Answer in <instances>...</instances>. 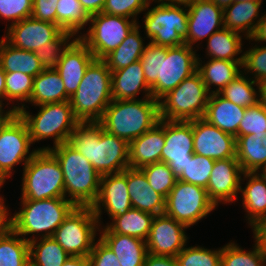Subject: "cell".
Returning <instances> with one entry per match:
<instances>
[{"label":"cell","instance_id":"6125c7cd","mask_svg":"<svg viewBox=\"0 0 266 266\" xmlns=\"http://www.w3.org/2000/svg\"><path fill=\"white\" fill-rule=\"evenodd\" d=\"M254 236L257 237L266 246V218L253 231Z\"/></svg>","mask_w":266,"mask_h":266},{"label":"cell","instance_id":"1f68e13d","mask_svg":"<svg viewBox=\"0 0 266 266\" xmlns=\"http://www.w3.org/2000/svg\"><path fill=\"white\" fill-rule=\"evenodd\" d=\"M154 215L136 208H130L124 215L114 216L110 225L99 229L100 233H118L147 240ZM103 229V231H101Z\"/></svg>","mask_w":266,"mask_h":266},{"label":"cell","instance_id":"e0dca14e","mask_svg":"<svg viewBox=\"0 0 266 266\" xmlns=\"http://www.w3.org/2000/svg\"><path fill=\"white\" fill-rule=\"evenodd\" d=\"M192 133L195 154L214 160L236 157V138L205 119L192 120Z\"/></svg>","mask_w":266,"mask_h":266},{"label":"cell","instance_id":"f1b7e54d","mask_svg":"<svg viewBox=\"0 0 266 266\" xmlns=\"http://www.w3.org/2000/svg\"><path fill=\"white\" fill-rule=\"evenodd\" d=\"M262 2V0H245L243 2H233L225 7L223 9L224 28L238 33L245 32L244 36L248 39L261 19V17H258Z\"/></svg>","mask_w":266,"mask_h":266},{"label":"cell","instance_id":"d590c367","mask_svg":"<svg viewBox=\"0 0 266 266\" xmlns=\"http://www.w3.org/2000/svg\"><path fill=\"white\" fill-rule=\"evenodd\" d=\"M240 33L223 28L213 33L207 40L206 52L211 59L243 61L242 40Z\"/></svg>","mask_w":266,"mask_h":266},{"label":"cell","instance_id":"ba28073f","mask_svg":"<svg viewBox=\"0 0 266 266\" xmlns=\"http://www.w3.org/2000/svg\"><path fill=\"white\" fill-rule=\"evenodd\" d=\"M209 96L200 73L196 71L159 101L160 119L190 121L203 118Z\"/></svg>","mask_w":266,"mask_h":266},{"label":"cell","instance_id":"7dc6e473","mask_svg":"<svg viewBox=\"0 0 266 266\" xmlns=\"http://www.w3.org/2000/svg\"><path fill=\"white\" fill-rule=\"evenodd\" d=\"M260 133H266V106L259 101L255 105L245 108L237 136Z\"/></svg>","mask_w":266,"mask_h":266},{"label":"cell","instance_id":"9f6ffc18","mask_svg":"<svg viewBox=\"0 0 266 266\" xmlns=\"http://www.w3.org/2000/svg\"><path fill=\"white\" fill-rule=\"evenodd\" d=\"M7 209L3 197L0 198V237L11 229V218L8 217L9 213Z\"/></svg>","mask_w":266,"mask_h":266},{"label":"cell","instance_id":"f907efd6","mask_svg":"<svg viewBox=\"0 0 266 266\" xmlns=\"http://www.w3.org/2000/svg\"><path fill=\"white\" fill-rule=\"evenodd\" d=\"M242 68L245 69V74H253L255 82H260L266 78V46H254L244 52Z\"/></svg>","mask_w":266,"mask_h":266},{"label":"cell","instance_id":"7a4b0ae2","mask_svg":"<svg viewBox=\"0 0 266 266\" xmlns=\"http://www.w3.org/2000/svg\"><path fill=\"white\" fill-rule=\"evenodd\" d=\"M160 120L159 101L154 98L112 100L98 122L111 135L130 143Z\"/></svg>","mask_w":266,"mask_h":266},{"label":"cell","instance_id":"d6986e66","mask_svg":"<svg viewBox=\"0 0 266 266\" xmlns=\"http://www.w3.org/2000/svg\"><path fill=\"white\" fill-rule=\"evenodd\" d=\"M62 31L57 24L31 16L10 25L4 39L15 48L35 52L54 40Z\"/></svg>","mask_w":266,"mask_h":266},{"label":"cell","instance_id":"d6a6232c","mask_svg":"<svg viewBox=\"0 0 266 266\" xmlns=\"http://www.w3.org/2000/svg\"><path fill=\"white\" fill-rule=\"evenodd\" d=\"M70 101L62 78L56 70H43L33 79L30 103L36 106L46 103Z\"/></svg>","mask_w":266,"mask_h":266},{"label":"cell","instance_id":"277c9868","mask_svg":"<svg viewBox=\"0 0 266 266\" xmlns=\"http://www.w3.org/2000/svg\"><path fill=\"white\" fill-rule=\"evenodd\" d=\"M111 101V70L102 59H95L70 98L74 117L80 123L99 122Z\"/></svg>","mask_w":266,"mask_h":266},{"label":"cell","instance_id":"e575fe53","mask_svg":"<svg viewBox=\"0 0 266 266\" xmlns=\"http://www.w3.org/2000/svg\"><path fill=\"white\" fill-rule=\"evenodd\" d=\"M139 30V25L135 26L123 42L102 59L111 71L120 70L140 60L146 46Z\"/></svg>","mask_w":266,"mask_h":266},{"label":"cell","instance_id":"2e32d148","mask_svg":"<svg viewBox=\"0 0 266 266\" xmlns=\"http://www.w3.org/2000/svg\"><path fill=\"white\" fill-rule=\"evenodd\" d=\"M187 228L166 214L154 216L146 240L148 253L156 256L176 257L186 246L188 238L185 229Z\"/></svg>","mask_w":266,"mask_h":266},{"label":"cell","instance_id":"f6af8a7d","mask_svg":"<svg viewBox=\"0 0 266 266\" xmlns=\"http://www.w3.org/2000/svg\"><path fill=\"white\" fill-rule=\"evenodd\" d=\"M179 266H221V249L184 247L176 256Z\"/></svg>","mask_w":266,"mask_h":266},{"label":"cell","instance_id":"4316f807","mask_svg":"<svg viewBox=\"0 0 266 266\" xmlns=\"http://www.w3.org/2000/svg\"><path fill=\"white\" fill-rule=\"evenodd\" d=\"M244 180L249 179L242 192V204L246 210L249 225L254 231L266 218V178L258 173H244Z\"/></svg>","mask_w":266,"mask_h":266},{"label":"cell","instance_id":"2644e50d","mask_svg":"<svg viewBox=\"0 0 266 266\" xmlns=\"http://www.w3.org/2000/svg\"><path fill=\"white\" fill-rule=\"evenodd\" d=\"M152 1H157V2H165V0H148L149 3H151Z\"/></svg>","mask_w":266,"mask_h":266},{"label":"cell","instance_id":"8992f818","mask_svg":"<svg viewBox=\"0 0 266 266\" xmlns=\"http://www.w3.org/2000/svg\"><path fill=\"white\" fill-rule=\"evenodd\" d=\"M24 106L22 104L13 108L26 122L32 143L52 137L53 147L66 143L80 123L74 117L70 101L39 105L40 110L36 116L31 115Z\"/></svg>","mask_w":266,"mask_h":266},{"label":"cell","instance_id":"e7e4bbea","mask_svg":"<svg viewBox=\"0 0 266 266\" xmlns=\"http://www.w3.org/2000/svg\"><path fill=\"white\" fill-rule=\"evenodd\" d=\"M5 76H6V73L0 67V102L1 103H3V101L5 100V83H6Z\"/></svg>","mask_w":266,"mask_h":266},{"label":"cell","instance_id":"8d00e7d4","mask_svg":"<svg viewBox=\"0 0 266 266\" xmlns=\"http://www.w3.org/2000/svg\"><path fill=\"white\" fill-rule=\"evenodd\" d=\"M37 239H40V241ZM26 240L29 242L31 266H62L70 256L52 237H27Z\"/></svg>","mask_w":266,"mask_h":266},{"label":"cell","instance_id":"4fadbf2b","mask_svg":"<svg viewBox=\"0 0 266 266\" xmlns=\"http://www.w3.org/2000/svg\"><path fill=\"white\" fill-rule=\"evenodd\" d=\"M193 47L183 44L161 50L160 77L151 87L152 98L157 101L175 89L185 78L197 71V54Z\"/></svg>","mask_w":266,"mask_h":266},{"label":"cell","instance_id":"8fae6325","mask_svg":"<svg viewBox=\"0 0 266 266\" xmlns=\"http://www.w3.org/2000/svg\"><path fill=\"white\" fill-rule=\"evenodd\" d=\"M215 208L205 188L177 179L166 197L164 214L189 228Z\"/></svg>","mask_w":266,"mask_h":266},{"label":"cell","instance_id":"7c38bea8","mask_svg":"<svg viewBox=\"0 0 266 266\" xmlns=\"http://www.w3.org/2000/svg\"><path fill=\"white\" fill-rule=\"evenodd\" d=\"M91 26L79 39L89 48L95 59H103L115 50L138 25L134 19L109 15L104 12L90 16Z\"/></svg>","mask_w":266,"mask_h":266},{"label":"cell","instance_id":"b9f144b4","mask_svg":"<svg viewBox=\"0 0 266 266\" xmlns=\"http://www.w3.org/2000/svg\"><path fill=\"white\" fill-rule=\"evenodd\" d=\"M75 35V33L63 30L54 40L46 43L40 49L35 51L43 70L57 69V66L62 60L64 53L79 38L77 37L72 41H69Z\"/></svg>","mask_w":266,"mask_h":266},{"label":"cell","instance_id":"be15d7a7","mask_svg":"<svg viewBox=\"0 0 266 266\" xmlns=\"http://www.w3.org/2000/svg\"><path fill=\"white\" fill-rule=\"evenodd\" d=\"M259 84V101L266 106V78L258 82Z\"/></svg>","mask_w":266,"mask_h":266},{"label":"cell","instance_id":"30bf717a","mask_svg":"<svg viewBox=\"0 0 266 266\" xmlns=\"http://www.w3.org/2000/svg\"><path fill=\"white\" fill-rule=\"evenodd\" d=\"M99 227L91 206H76L55 230L52 238L70 256H88L93 248Z\"/></svg>","mask_w":266,"mask_h":266},{"label":"cell","instance_id":"9c48e42d","mask_svg":"<svg viewBox=\"0 0 266 266\" xmlns=\"http://www.w3.org/2000/svg\"><path fill=\"white\" fill-rule=\"evenodd\" d=\"M144 28L147 38L156 45H183L188 32V7L158 2L145 13Z\"/></svg>","mask_w":266,"mask_h":266},{"label":"cell","instance_id":"bcb514c9","mask_svg":"<svg viewBox=\"0 0 266 266\" xmlns=\"http://www.w3.org/2000/svg\"><path fill=\"white\" fill-rule=\"evenodd\" d=\"M34 77L21 72H8L5 76V100L30 101Z\"/></svg>","mask_w":266,"mask_h":266},{"label":"cell","instance_id":"3957f363","mask_svg":"<svg viewBox=\"0 0 266 266\" xmlns=\"http://www.w3.org/2000/svg\"><path fill=\"white\" fill-rule=\"evenodd\" d=\"M57 159L63 172L65 198L76 206H92L99 193L101 176L92 164L67 142L56 147H43Z\"/></svg>","mask_w":266,"mask_h":266},{"label":"cell","instance_id":"83f0119b","mask_svg":"<svg viewBox=\"0 0 266 266\" xmlns=\"http://www.w3.org/2000/svg\"><path fill=\"white\" fill-rule=\"evenodd\" d=\"M100 239L114 252L120 266H144L146 241L118 233H102Z\"/></svg>","mask_w":266,"mask_h":266},{"label":"cell","instance_id":"5b68a950","mask_svg":"<svg viewBox=\"0 0 266 266\" xmlns=\"http://www.w3.org/2000/svg\"><path fill=\"white\" fill-rule=\"evenodd\" d=\"M21 210L11 216V229L21 237L44 232L41 238L52 237L55 230L76 207L68 198L21 200Z\"/></svg>","mask_w":266,"mask_h":266},{"label":"cell","instance_id":"816d5d0a","mask_svg":"<svg viewBox=\"0 0 266 266\" xmlns=\"http://www.w3.org/2000/svg\"><path fill=\"white\" fill-rule=\"evenodd\" d=\"M33 0H0V18L11 25L32 16Z\"/></svg>","mask_w":266,"mask_h":266},{"label":"cell","instance_id":"603a6c76","mask_svg":"<svg viewBox=\"0 0 266 266\" xmlns=\"http://www.w3.org/2000/svg\"><path fill=\"white\" fill-rule=\"evenodd\" d=\"M127 187L133 208L154 216L164 214L166 198L149 185L140 168H127Z\"/></svg>","mask_w":266,"mask_h":266},{"label":"cell","instance_id":"f5cc1de1","mask_svg":"<svg viewBox=\"0 0 266 266\" xmlns=\"http://www.w3.org/2000/svg\"><path fill=\"white\" fill-rule=\"evenodd\" d=\"M88 258L90 266H120L114 252L101 239L94 242Z\"/></svg>","mask_w":266,"mask_h":266},{"label":"cell","instance_id":"681fc988","mask_svg":"<svg viewBox=\"0 0 266 266\" xmlns=\"http://www.w3.org/2000/svg\"><path fill=\"white\" fill-rule=\"evenodd\" d=\"M150 4L148 0H106L102 12L122 16L126 18H137V15L148 10Z\"/></svg>","mask_w":266,"mask_h":266},{"label":"cell","instance_id":"89a4df30","mask_svg":"<svg viewBox=\"0 0 266 266\" xmlns=\"http://www.w3.org/2000/svg\"><path fill=\"white\" fill-rule=\"evenodd\" d=\"M5 183V181L0 177V189L2 188L1 186ZM2 198V197H0Z\"/></svg>","mask_w":266,"mask_h":266},{"label":"cell","instance_id":"f546056e","mask_svg":"<svg viewBox=\"0 0 266 266\" xmlns=\"http://www.w3.org/2000/svg\"><path fill=\"white\" fill-rule=\"evenodd\" d=\"M197 58V71L200 73L203 82L210 94L220 93L231 81H233L242 71L243 61H230L220 59H209L202 66V60ZM211 86H216V90H210Z\"/></svg>","mask_w":266,"mask_h":266},{"label":"cell","instance_id":"836d02e7","mask_svg":"<svg viewBox=\"0 0 266 266\" xmlns=\"http://www.w3.org/2000/svg\"><path fill=\"white\" fill-rule=\"evenodd\" d=\"M0 67L5 73L21 72L34 78L43 71L35 52L15 48L4 38L0 40Z\"/></svg>","mask_w":266,"mask_h":266},{"label":"cell","instance_id":"9a60e30c","mask_svg":"<svg viewBox=\"0 0 266 266\" xmlns=\"http://www.w3.org/2000/svg\"><path fill=\"white\" fill-rule=\"evenodd\" d=\"M164 138L165 146L161 152V162L167 163L178 179L188 159L194 154L192 120H164Z\"/></svg>","mask_w":266,"mask_h":266},{"label":"cell","instance_id":"ab89813d","mask_svg":"<svg viewBox=\"0 0 266 266\" xmlns=\"http://www.w3.org/2000/svg\"><path fill=\"white\" fill-rule=\"evenodd\" d=\"M90 16L86 13L79 0H59L56 9V24L64 31L75 34L89 23Z\"/></svg>","mask_w":266,"mask_h":266},{"label":"cell","instance_id":"6f0895ef","mask_svg":"<svg viewBox=\"0 0 266 266\" xmlns=\"http://www.w3.org/2000/svg\"><path fill=\"white\" fill-rule=\"evenodd\" d=\"M89 16L102 12L106 0H79Z\"/></svg>","mask_w":266,"mask_h":266},{"label":"cell","instance_id":"ee69618b","mask_svg":"<svg viewBox=\"0 0 266 266\" xmlns=\"http://www.w3.org/2000/svg\"><path fill=\"white\" fill-rule=\"evenodd\" d=\"M140 169L145 174L149 185L166 198L177 180L168 164L160 161Z\"/></svg>","mask_w":266,"mask_h":266},{"label":"cell","instance_id":"52a82bcc","mask_svg":"<svg viewBox=\"0 0 266 266\" xmlns=\"http://www.w3.org/2000/svg\"><path fill=\"white\" fill-rule=\"evenodd\" d=\"M21 190V200L65 198L63 172L49 150H37L23 166Z\"/></svg>","mask_w":266,"mask_h":266},{"label":"cell","instance_id":"11a10c76","mask_svg":"<svg viewBox=\"0 0 266 266\" xmlns=\"http://www.w3.org/2000/svg\"><path fill=\"white\" fill-rule=\"evenodd\" d=\"M144 266H179L176 257L147 254Z\"/></svg>","mask_w":266,"mask_h":266},{"label":"cell","instance_id":"f35d334b","mask_svg":"<svg viewBox=\"0 0 266 266\" xmlns=\"http://www.w3.org/2000/svg\"><path fill=\"white\" fill-rule=\"evenodd\" d=\"M10 229L0 237V266H28L29 242Z\"/></svg>","mask_w":266,"mask_h":266},{"label":"cell","instance_id":"4dcf8cb0","mask_svg":"<svg viewBox=\"0 0 266 266\" xmlns=\"http://www.w3.org/2000/svg\"><path fill=\"white\" fill-rule=\"evenodd\" d=\"M236 158L244 173H258L266 165V133L236 137Z\"/></svg>","mask_w":266,"mask_h":266},{"label":"cell","instance_id":"44dd1931","mask_svg":"<svg viewBox=\"0 0 266 266\" xmlns=\"http://www.w3.org/2000/svg\"><path fill=\"white\" fill-rule=\"evenodd\" d=\"M188 32L185 44L193 47L195 42L209 38L224 28L223 8L212 0H197L188 6Z\"/></svg>","mask_w":266,"mask_h":266},{"label":"cell","instance_id":"ac0fdd59","mask_svg":"<svg viewBox=\"0 0 266 266\" xmlns=\"http://www.w3.org/2000/svg\"><path fill=\"white\" fill-rule=\"evenodd\" d=\"M101 206L107 211L110 219L124 215L132 208L127 187V168L122 172L103 175L100 178L98 197L91 206L99 226L101 225L99 219L102 213Z\"/></svg>","mask_w":266,"mask_h":266},{"label":"cell","instance_id":"5bb4252c","mask_svg":"<svg viewBox=\"0 0 266 266\" xmlns=\"http://www.w3.org/2000/svg\"><path fill=\"white\" fill-rule=\"evenodd\" d=\"M31 144L28 126L19 114L0 130V177L4 181L12 176L15 165L24 162L25 166L34 156L38 149L29 153Z\"/></svg>","mask_w":266,"mask_h":266},{"label":"cell","instance_id":"680465c9","mask_svg":"<svg viewBox=\"0 0 266 266\" xmlns=\"http://www.w3.org/2000/svg\"><path fill=\"white\" fill-rule=\"evenodd\" d=\"M248 39L260 43L266 42V14L261 16L253 34Z\"/></svg>","mask_w":266,"mask_h":266},{"label":"cell","instance_id":"7bdbcfd3","mask_svg":"<svg viewBox=\"0 0 266 266\" xmlns=\"http://www.w3.org/2000/svg\"><path fill=\"white\" fill-rule=\"evenodd\" d=\"M214 163V159L194 153L178 180L206 189Z\"/></svg>","mask_w":266,"mask_h":266},{"label":"cell","instance_id":"91938a15","mask_svg":"<svg viewBox=\"0 0 266 266\" xmlns=\"http://www.w3.org/2000/svg\"><path fill=\"white\" fill-rule=\"evenodd\" d=\"M62 266H90L88 256H69Z\"/></svg>","mask_w":266,"mask_h":266},{"label":"cell","instance_id":"484cf974","mask_svg":"<svg viewBox=\"0 0 266 266\" xmlns=\"http://www.w3.org/2000/svg\"><path fill=\"white\" fill-rule=\"evenodd\" d=\"M244 113L245 107L226 100L219 93H213L209 96L203 119L236 138Z\"/></svg>","mask_w":266,"mask_h":266},{"label":"cell","instance_id":"ffe728a7","mask_svg":"<svg viewBox=\"0 0 266 266\" xmlns=\"http://www.w3.org/2000/svg\"><path fill=\"white\" fill-rule=\"evenodd\" d=\"M241 174L244 171L236 157L215 160L206 190L216 206L235 202L243 180Z\"/></svg>","mask_w":266,"mask_h":266},{"label":"cell","instance_id":"db71d44e","mask_svg":"<svg viewBox=\"0 0 266 266\" xmlns=\"http://www.w3.org/2000/svg\"><path fill=\"white\" fill-rule=\"evenodd\" d=\"M59 0H33L32 17L56 24V9Z\"/></svg>","mask_w":266,"mask_h":266},{"label":"cell","instance_id":"03108f58","mask_svg":"<svg viewBox=\"0 0 266 266\" xmlns=\"http://www.w3.org/2000/svg\"><path fill=\"white\" fill-rule=\"evenodd\" d=\"M217 6L225 8L232 4L233 2H243L245 0H212Z\"/></svg>","mask_w":266,"mask_h":266},{"label":"cell","instance_id":"7402d4cb","mask_svg":"<svg viewBox=\"0 0 266 266\" xmlns=\"http://www.w3.org/2000/svg\"><path fill=\"white\" fill-rule=\"evenodd\" d=\"M94 60L92 52L79 38L64 53L56 71L62 78L66 94L70 98L76 92L87 67Z\"/></svg>","mask_w":266,"mask_h":266},{"label":"cell","instance_id":"60d3db41","mask_svg":"<svg viewBox=\"0 0 266 266\" xmlns=\"http://www.w3.org/2000/svg\"><path fill=\"white\" fill-rule=\"evenodd\" d=\"M257 86L259 89L258 82L253 79H249L244 76L241 72L233 81H231L219 94L226 100L232 103L242 106L250 107L259 102V94L253 86Z\"/></svg>","mask_w":266,"mask_h":266},{"label":"cell","instance_id":"d4e9b609","mask_svg":"<svg viewBox=\"0 0 266 266\" xmlns=\"http://www.w3.org/2000/svg\"><path fill=\"white\" fill-rule=\"evenodd\" d=\"M143 90L146 92L144 98L152 97L140 60L120 70L111 71L112 100H132Z\"/></svg>","mask_w":266,"mask_h":266},{"label":"cell","instance_id":"a7ac6f4b","mask_svg":"<svg viewBox=\"0 0 266 266\" xmlns=\"http://www.w3.org/2000/svg\"><path fill=\"white\" fill-rule=\"evenodd\" d=\"M261 172L262 173H260V174L266 178V165L263 167V169H261Z\"/></svg>","mask_w":266,"mask_h":266},{"label":"cell","instance_id":"c3c4849f","mask_svg":"<svg viewBox=\"0 0 266 266\" xmlns=\"http://www.w3.org/2000/svg\"><path fill=\"white\" fill-rule=\"evenodd\" d=\"M165 46L156 45L149 41L140 58L143 67L145 81L151 88L160 77L161 50Z\"/></svg>","mask_w":266,"mask_h":266},{"label":"cell","instance_id":"6da1fadb","mask_svg":"<svg viewBox=\"0 0 266 266\" xmlns=\"http://www.w3.org/2000/svg\"><path fill=\"white\" fill-rule=\"evenodd\" d=\"M67 143L84 156L100 176L129 167V143L106 132L98 122L79 123Z\"/></svg>","mask_w":266,"mask_h":266},{"label":"cell","instance_id":"cb8c5ba5","mask_svg":"<svg viewBox=\"0 0 266 266\" xmlns=\"http://www.w3.org/2000/svg\"><path fill=\"white\" fill-rule=\"evenodd\" d=\"M164 146V119H160L151 130L129 143V167L142 168L160 162Z\"/></svg>","mask_w":266,"mask_h":266},{"label":"cell","instance_id":"003e7915","mask_svg":"<svg viewBox=\"0 0 266 266\" xmlns=\"http://www.w3.org/2000/svg\"><path fill=\"white\" fill-rule=\"evenodd\" d=\"M194 1H197V0H165V3L171 4V5L188 6L189 4L193 3Z\"/></svg>","mask_w":266,"mask_h":266},{"label":"cell","instance_id":"74e56055","mask_svg":"<svg viewBox=\"0 0 266 266\" xmlns=\"http://www.w3.org/2000/svg\"><path fill=\"white\" fill-rule=\"evenodd\" d=\"M252 251H245L234 243L221 248V266H266V246L257 238Z\"/></svg>","mask_w":266,"mask_h":266},{"label":"cell","instance_id":"94428289","mask_svg":"<svg viewBox=\"0 0 266 266\" xmlns=\"http://www.w3.org/2000/svg\"><path fill=\"white\" fill-rule=\"evenodd\" d=\"M3 106V103L0 102V130L18 114L14 108H11L5 112L4 109H2Z\"/></svg>","mask_w":266,"mask_h":266}]
</instances>
